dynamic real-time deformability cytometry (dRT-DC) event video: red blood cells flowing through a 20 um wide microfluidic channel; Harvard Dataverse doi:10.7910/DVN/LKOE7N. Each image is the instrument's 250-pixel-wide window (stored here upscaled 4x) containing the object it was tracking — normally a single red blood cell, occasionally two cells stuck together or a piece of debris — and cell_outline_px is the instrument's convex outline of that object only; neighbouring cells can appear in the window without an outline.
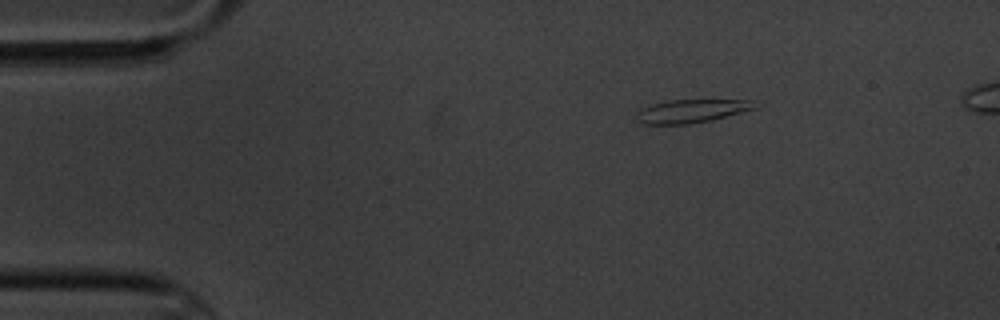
{"species": "common noctule bat (a hibernating species)", "species_latin": "Nyctalus noctula", "temperature_condition": "cold", "stored_images_in_passage": 14, "camera_frame_rate_fps": 3000, "um_per_image_px": 0.085, "animal": {"sex": "male", "body_mass_g": 20.1, "forearm_length_mm": 53.5}, "frame": {"image": 1, "passage_image": 1, "time_ms": 0.0, "image_size_px": [1000, 320], "cell_outline_px": [[764, 104], [756, 108], [712, 120], [688, 124], [644, 124], [636, 120], [636, 112], [640, 108], [652, 104], [668, 100], [752, 100]], "centroid_in_image_um": [58.81, 9.43], "position_along_channel_um": 26.2, "area_um2": 16.3}}
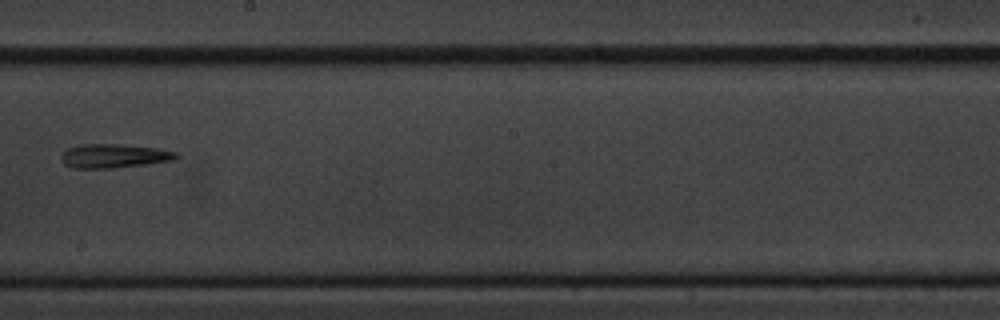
{"frame": {"image": 2, "passage_image": 7, "time_ms": 8.0, "image_size_px": [1000, 320], "cell_outline_px": [[180, 156], [172, 160], [148, 164], [112, 168], [72, 168], [64, 164], [60, 160], [60, 156], [68, 148], [80, 144], [116, 144], [156, 148], [176, 152]], "centroid_in_image_um": [9.65, 13.26], "position_along_channel_um": 238.6, "area_um2": 16.01}}
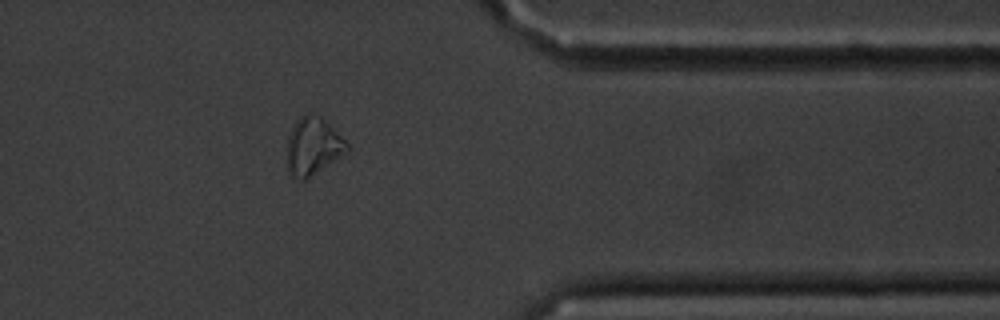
{"frame": {"image": 3, "passage_image": 11, "time_ms": 12.667, "image_size_px": [1000, 320], "cell_outline_px": [[348, 152], [304, 180], [300, 180], [288, 176], [288, 136], [296, 120], [300, 116], [308, 112], [316, 112], [348, 144]], "centroid_in_image_um": [26.58, 12.42], "position_along_channel_um": 384.8, "area_um2": 19.94}, "authors_computed_cell_mechanics": {"area_um2": 16.2996, "velocity_mm_per_s": 3.4218, "shape_relaxation_time_tau1_ms": null, "shape_relaxation_time_tau2_ms": 7.5883, "deformation_change_tau1": null, "deformation_change_tau2": 0.2059}}